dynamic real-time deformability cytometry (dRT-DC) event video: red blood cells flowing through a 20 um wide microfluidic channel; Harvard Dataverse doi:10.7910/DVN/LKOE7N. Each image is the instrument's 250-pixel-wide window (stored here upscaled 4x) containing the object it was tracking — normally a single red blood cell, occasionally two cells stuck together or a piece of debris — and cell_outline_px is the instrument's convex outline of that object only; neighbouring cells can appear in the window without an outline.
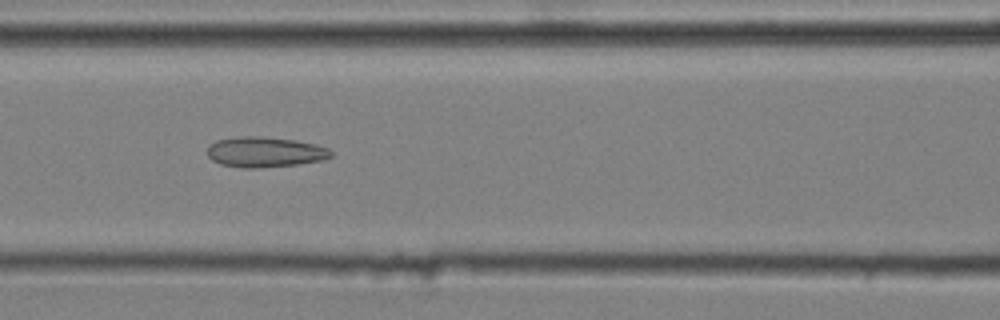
{"species": "common noctule bat (a hibernating species)", "species_latin": "Nyctalus noctula", "temperature_condition": "cold", "stored_images_in_passage": 50, "camera_frame_rate_fps": 3000, "um_per_image_px": 0.085, "animal": {"sex": "male", "body_mass_g": 20.4}, "frame": {"image": 1, "passage_image": 22, "time_ms": 7.0, "image_size_px": [1000, 320], "cell_outline_px": [[332, 156], [320, 160], [296, 164], [256, 168], [244, 168], [220, 164], [212, 160], [208, 156], [208, 144], [216, 140], [240, 136], [264, 136], [296, 140], [316, 144], [328, 148], [332, 152]], "centroid_in_image_um": [22.49, 12.91], "position_along_channel_um": 144.1, "area_um2": 21.91}}
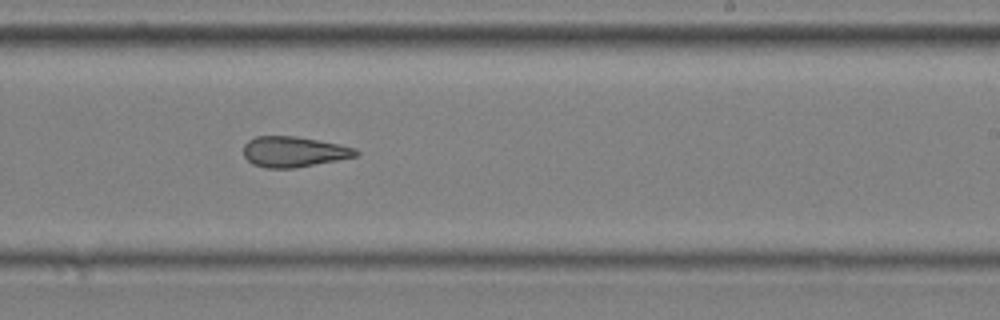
{"frame": {"image": 2, "passage_image": 32, "time_ms": 10.333, "image_size_px": [1000, 320], "cell_outline_px": [[360, 152], [356, 156], [296, 168], [264, 168], [252, 164], [244, 156], [244, 144], [248, 140], [256, 136], [296, 136], [340, 144], [356, 148]], "centroid_in_image_um": [24.96, 12.9], "position_along_channel_um": 264.0, "area_um2": 20.06}}
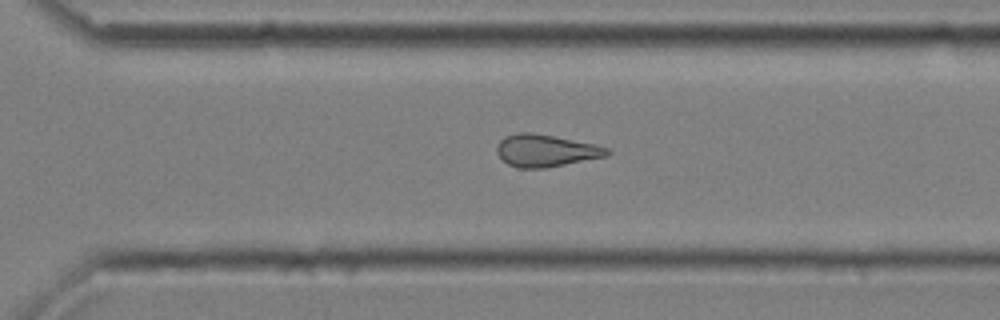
{"frame": {"image": 3, "passage_image": 37, "time_ms": 12.0, "image_size_px": [1000, 320], "cell_outline_px": [[612, 152], [608, 156], [548, 168], [520, 168], [508, 164], [496, 152], [496, 148], [500, 140], [504, 136], [516, 132], [532, 132], [592, 144], [608, 148]], "centroid_in_image_um": [46.38, 12.81], "position_along_channel_um": 324.2, "area_um2": 20.69}, "authors_computed_cell_mechanics": {"area_um2": 21.386, "velocity_mm_per_s": 3.6095, "shape_relaxation_time_tau1_ms": null, "shape_relaxation_time_tau2_ms": 4.4643, "deformation_change_tau1": null, "deformation_change_tau2": 0.1503}}